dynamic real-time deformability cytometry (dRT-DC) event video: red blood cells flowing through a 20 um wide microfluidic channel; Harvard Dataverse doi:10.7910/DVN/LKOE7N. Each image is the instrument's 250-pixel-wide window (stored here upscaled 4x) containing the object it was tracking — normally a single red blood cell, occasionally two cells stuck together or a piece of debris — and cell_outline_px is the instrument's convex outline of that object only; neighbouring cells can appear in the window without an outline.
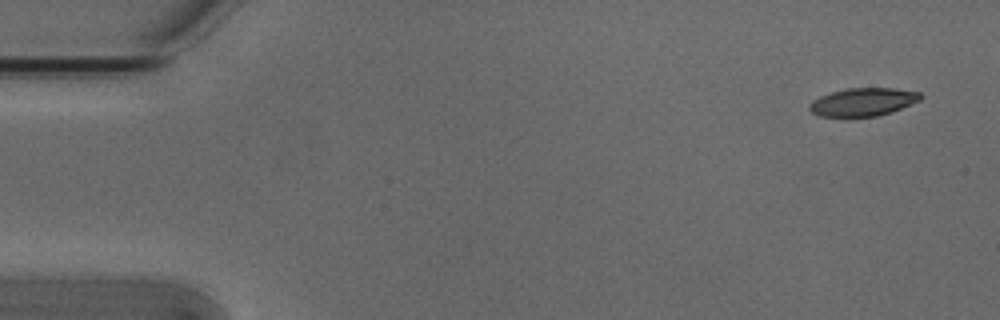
{"species": "Egyptian fruit bat (a non-hibernating species)", "species_latin": "Rousettus aegyptiacus", "temperature_condition": "cold", "stored_images_in_passage": 7, "camera_frame_rate_fps": 3000, "um_per_image_px": 0.085, "animal": {"sex": "male"}, "frame": {"image": 1, "passage_image": 1, "time_ms": 0.0, "image_size_px": [1000, 320], "cell_outline_px": [[924, 96], [920, 100], [892, 112], [876, 116], [820, 116], [812, 112], [808, 108], [808, 104], [812, 100], [820, 96], [832, 92], [848, 88], [892, 88], [920, 92]], "centroid_in_image_um": [73.36, 8.66], "position_along_channel_um": 11.6, "area_um2": 18.09}}
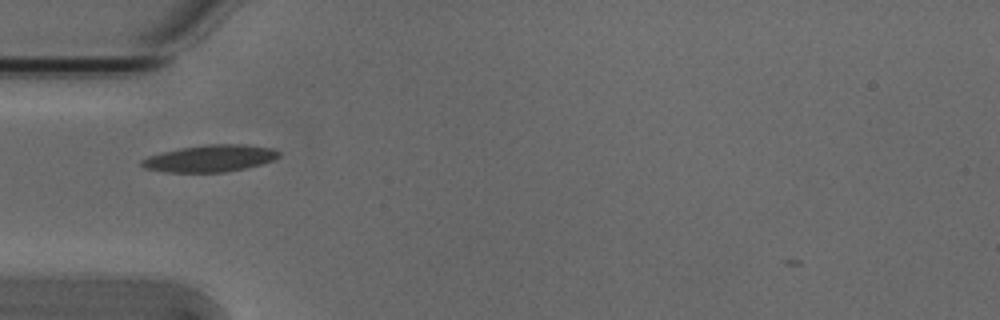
{"frame": {"image": 2, "passage_image": 4, "time_ms": 1.0, "image_size_px": [1000, 320], "cell_outline_px": [[280, 156], [272, 160], [260, 164], [244, 168], [224, 172], [164, 172], [144, 168], [140, 164], [140, 160], [148, 156], [160, 152], [180, 148], [204, 144], [244, 144], [276, 148], [280, 152]], "centroid_in_image_um": [17.84, 13.45], "position_along_channel_um": 67.2, "area_um2": 21.68}}
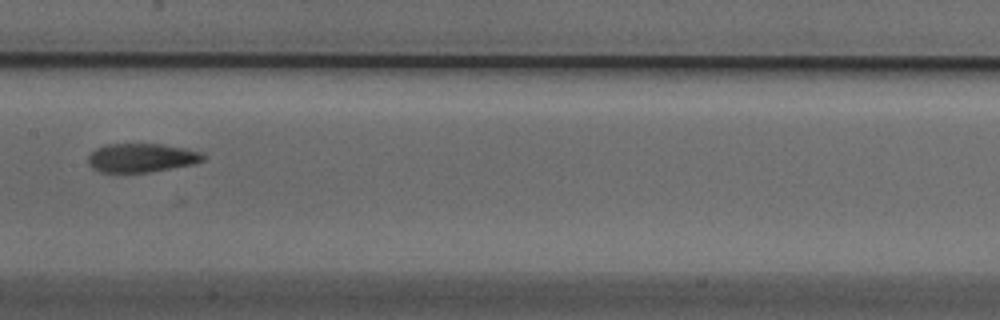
{"frame": {"image": 3, "passage_image": 7, "time_ms": 2.0, "image_size_px": [1000, 320], "cell_outline_px": [[208, 156], [204, 160], [196, 164], [148, 172], [100, 172], [92, 168], [88, 164], [88, 156], [96, 148], [108, 144], [160, 144], [184, 148], [200, 152]], "centroid_in_image_um": [12.05, 13.42], "position_along_channel_um": 195.3, "area_um2": 19.36}}